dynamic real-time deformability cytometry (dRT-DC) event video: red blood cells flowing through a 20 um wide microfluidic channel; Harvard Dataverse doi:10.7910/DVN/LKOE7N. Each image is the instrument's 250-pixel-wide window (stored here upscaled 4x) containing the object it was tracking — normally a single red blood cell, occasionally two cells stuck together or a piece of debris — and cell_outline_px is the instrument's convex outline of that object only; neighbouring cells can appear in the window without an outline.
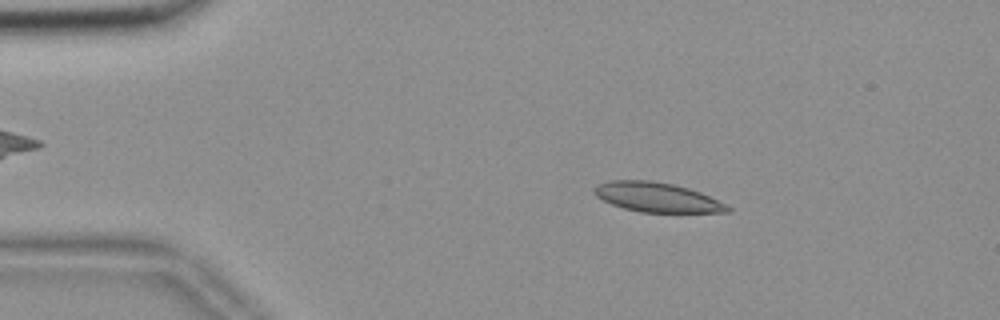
{"species": "common noctule bat (a hibernating species)", "species_latin": "Nyctalus noctula", "temperature_condition": "room temperature", "stored_images_in_passage": 54, "camera_frame_rate_fps": 3000, "um_per_image_px": 0.085, "animal": {"sex": "female", "body_mass_g": 18.4}, "frame": {"image": 1, "passage_image": 9, "time_ms": 2.667, "image_size_px": [1000, 320], "cell_outline_px": [[732, 212], [640, 212], [624, 208], [612, 204], [596, 196], [592, 192], [600, 184], [612, 180], [648, 180], [672, 184], [688, 188], [700, 192], [732, 208]], "centroid_in_image_um": [55.85, 16.77], "position_along_channel_um": 29.2, "area_um2": 22.54}}
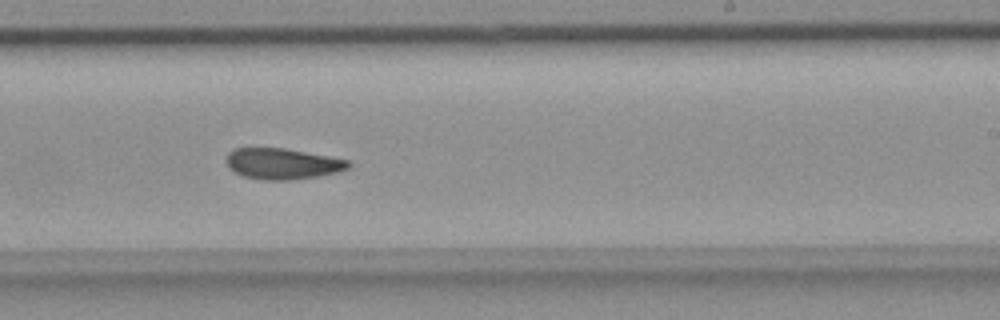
{"frame": {"image": 2, "passage_image": 33, "time_ms": 10.667, "image_size_px": [1000, 320], "cell_outline_px": [[352, 168], [336, 172], [316, 176], [292, 180], [264, 180], [244, 176], [228, 168], [228, 152], [236, 148], [284, 148], [328, 156], [348, 160], [352, 164]], "centroid_in_image_um": [24.04, 13.92], "position_along_channel_um": 265.0, "area_um2": 21.85}}
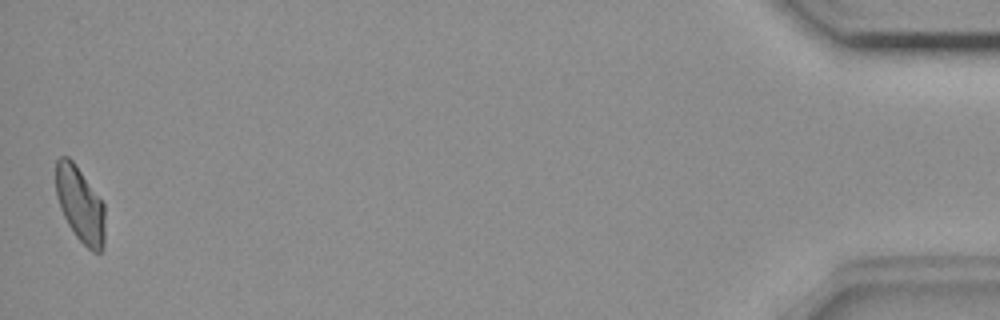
{"frame": {"image": 3, "passage_image": 54, "time_ms": 17.667, "image_size_px": [1000, 320], "cell_outline_px": [[104, 244], [100, 252], [92, 252], [76, 236], [68, 224], [60, 208], [56, 196], [56, 160], [60, 156], [68, 156], [72, 160], [104, 204]], "centroid_in_image_um": [6.8, 17.38], "position_along_channel_um": 428.4, "area_um2": 21.33}, "authors_computed_cell_mechanics": {"area_um2": 22.6865, "velocity_mm_per_s": 3.6667, "shape_relaxation_time_tau1_ms": 6.5344, "shape_relaxation_time_tau2_ms": 4.082, "deformation_change_tau1": 0.1349, "deformation_change_tau2": 0.0962}}